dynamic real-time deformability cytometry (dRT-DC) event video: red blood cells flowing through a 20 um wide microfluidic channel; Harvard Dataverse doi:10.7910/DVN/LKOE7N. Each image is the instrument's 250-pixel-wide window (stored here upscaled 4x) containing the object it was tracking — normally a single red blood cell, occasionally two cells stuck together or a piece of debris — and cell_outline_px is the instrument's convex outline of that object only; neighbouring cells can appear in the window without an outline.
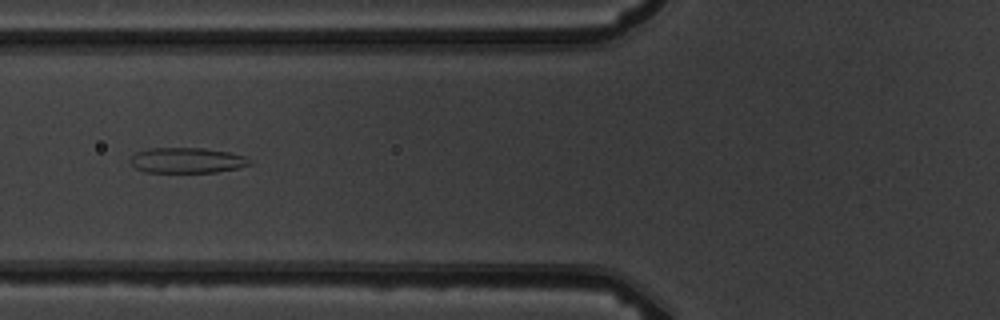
{"species": "common noctule bat (a hibernating species)", "species_latin": "Nyctalus noctula", "temperature_condition": "warm", "stored_images_in_passage": 11, "camera_frame_rate_fps": 3000, "um_per_image_px": 0.085, "animal": {"sex": "male", "body_mass_g": 19.5, "forearm_length_mm": 54.6}, "frame": {"image": 1, "passage_image": 7, "time_ms": 7.0, "image_size_px": [1000, 320], "cell_outline_px": [[252, 164], [240, 168], [216, 172], [144, 172], [136, 168], [128, 160], [136, 152], [148, 148], [204, 148], [228, 152], [244, 156], [252, 160]], "centroid_in_image_um": [15.9, 13.63], "position_along_channel_um": 109.9, "area_um2": 17.8}}
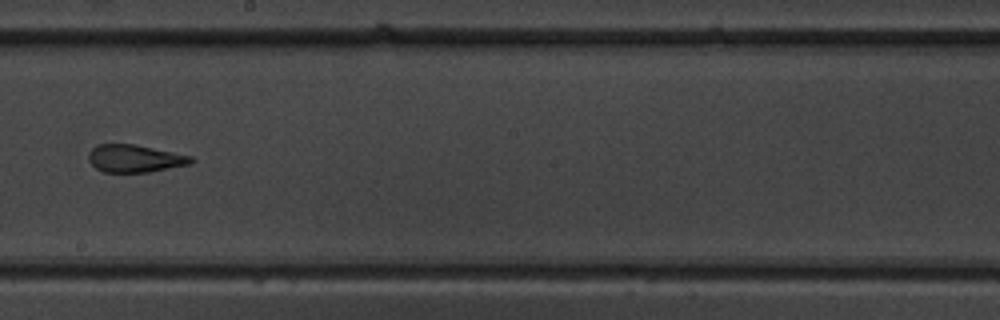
{"frame": {"image": 2, "passage_image": 10, "time_ms": 10.333, "image_size_px": [1000, 320], "cell_outline_px": [[196, 160], [192, 164], [148, 172], [104, 172], [96, 168], [88, 160], [88, 152], [96, 144], [136, 144], [192, 156]], "centroid_in_image_um": [11.47, 13.46], "position_along_channel_um": 236.7, "area_um2": 16.65}}
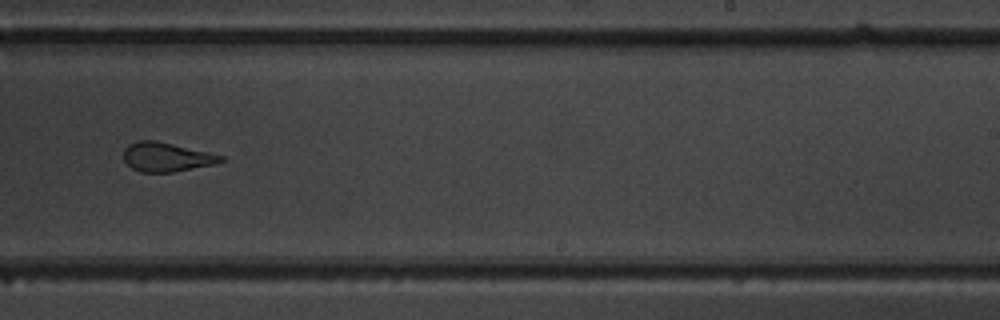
{"frame": {"image": 3, "passage_image": 11, "time_ms": 11.333, "image_size_px": [1000, 320], "cell_outline_px": [[224, 160], [216, 164], [172, 172], [140, 172], [132, 168], [124, 160], [124, 148], [128, 144], [136, 140], [156, 140], [208, 152], [224, 156]], "centroid_in_image_um": [14.13, 13.34], "position_along_channel_um": 274.9, "area_um2": 16.53}}